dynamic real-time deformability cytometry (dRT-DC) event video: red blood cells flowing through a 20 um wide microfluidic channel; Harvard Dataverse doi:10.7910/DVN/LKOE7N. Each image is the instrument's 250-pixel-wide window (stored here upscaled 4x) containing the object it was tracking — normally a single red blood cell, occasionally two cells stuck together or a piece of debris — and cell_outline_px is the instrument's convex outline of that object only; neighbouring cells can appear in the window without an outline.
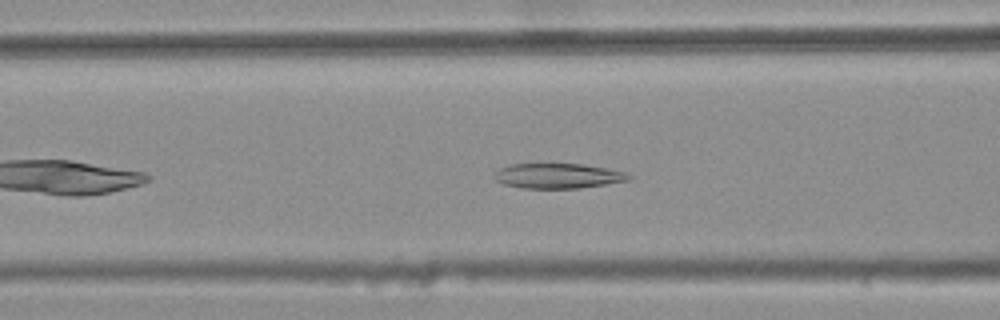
{"species": "common noctule bat (a hibernating species)", "species_latin": "Nyctalus noctula", "temperature_condition": "warm", "stored_images_in_passage": 32, "camera_frame_rate_fps": 3000, "um_per_image_px": 0.085, "animal": {"sex": "female", "body_mass_g": 25.1}, "frame": {"image": 1, "passage_image": 10, "time_ms": 3.0, "image_size_px": [1000, 320], "cell_outline_px": [[632, 176], [628, 180], [580, 188], [524, 188], [504, 184], [496, 180], [492, 176], [500, 168], [512, 164], [584, 164], [624, 172]], "centroid_in_image_um": [47.39, 14.95], "position_along_channel_um": 119.2, "area_um2": 19.31}}
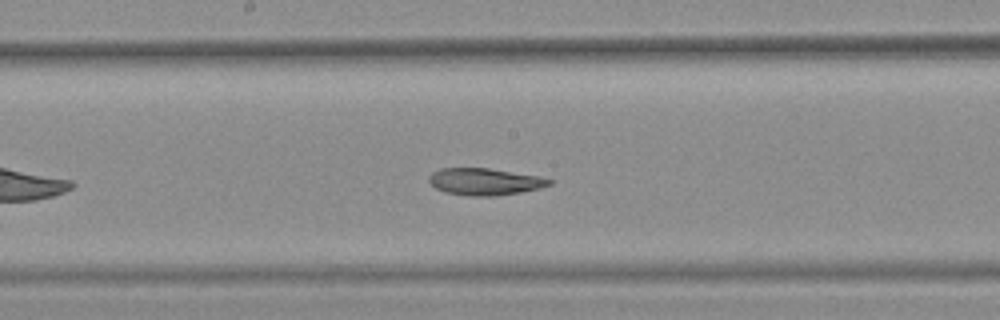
{"frame": {"image": 2, "passage_image": 17, "time_ms": 5.333, "image_size_px": [1000, 320], "cell_outline_px": [[552, 184], [540, 188], [520, 192], [496, 196], [468, 196], [444, 192], [436, 188], [428, 180], [428, 176], [432, 172], [440, 168], [488, 168], [540, 176], [552, 180]], "centroid_in_image_um": [41.19, 15.44], "position_along_channel_um": 207.0, "area_um2": 18.96}}
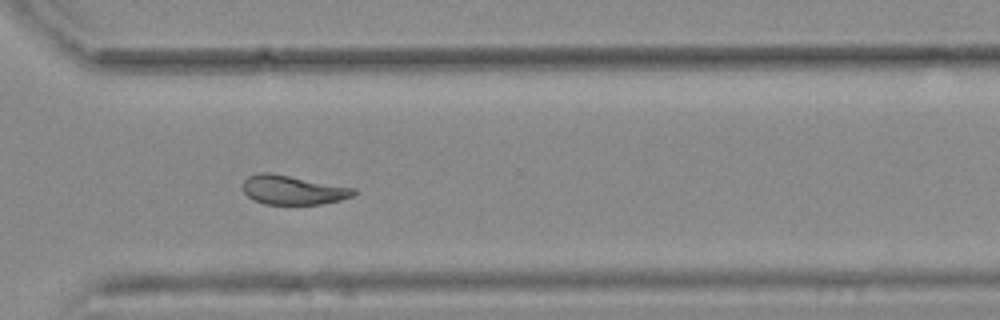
{"frame": {"image": 3, "passage_image": 28, "time_ms": 9.0, "image_size_px": [1000, 320], "cell_outline_px": [[356, 192], [352, 196], [340, 200], [320, 204], [264, 204], [252, 200], [244, 192], [244, 180], [248, 176], [260, 172], [268, 172], [356, 188]], "centroid_in_image_um": [24.89, 16.15], "position_along_channel_um": 345.7, "area_um2": 18.73}, "authors_computed_cell_mechanics": {"area_um2": 19.7387, "velocity_mm_per_s": 3.767, "shape_relaxation_time_tau1_ms": null, "shape_relaxation_time_tau2_ms": 5.7671, "deformation_change_tau1": null, "deformation_change_tau2": 0.1024}}